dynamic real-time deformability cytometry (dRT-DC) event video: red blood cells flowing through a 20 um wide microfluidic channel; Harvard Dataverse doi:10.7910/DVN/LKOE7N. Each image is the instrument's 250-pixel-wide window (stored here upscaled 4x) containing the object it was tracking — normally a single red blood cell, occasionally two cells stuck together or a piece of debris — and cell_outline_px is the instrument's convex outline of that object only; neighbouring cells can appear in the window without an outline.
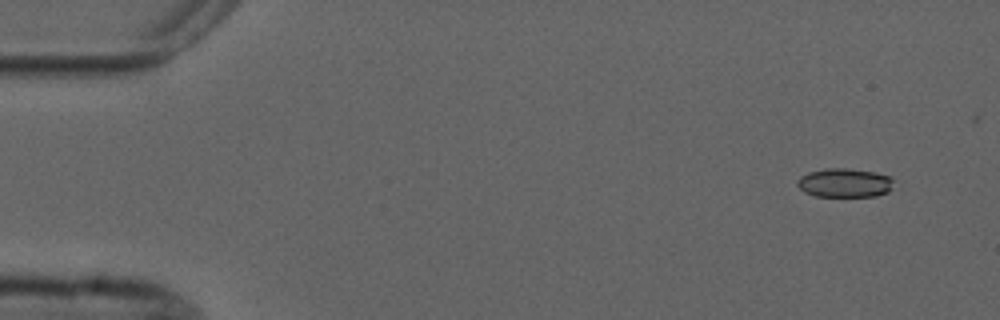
{"species": "common noctule bat (a hibernating species)", "species_latin": "Nyctalus noctula", "temperature_condition": "cold", "stored_images_in_passage": 4, "camera_frame_rate_fps": 3000, "um_per_image_px": 0.085, "animal": {"sex": "male", "forearm_length_mm": 52.5}, "frame": {"image": 1, "passage_image": 1, "time_ms": 0.0, "image_size_px": [1000, 320], "cell_outline_px": [[892, 188], [888, 192], [876, 196], [816, 196], [804, 192], [796, 184], [796, 180], [800, 176], [808, 172], [824, 168], [844, 168], [876, 172], [888, 176], [892, 180]], "centroid_in_image_um": [71.76, 15.54], "position_along_channel_um": 13.2, "area_um2": 16.3}}
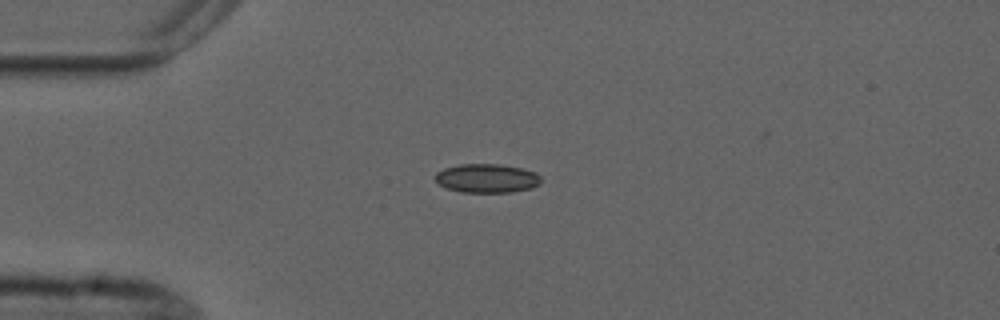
{"frame": {"image": 2, "passage_image": 4, "time_ms": 3.333, "image_size_px": [1000, 320], "cell_outline_px": [[540, 184], [532, 188], [512, 192], [460, 192], [448, 188], [440, 184], [436, 180], [436, 172], [444, 168], [460, 164], [500, 164], [520, 168], [536, 172], [540, 176]], "centroid_in_image_um": [41.4, 15.15], "position_along_channel_um": 43.6, "area_um2": 17.74}}